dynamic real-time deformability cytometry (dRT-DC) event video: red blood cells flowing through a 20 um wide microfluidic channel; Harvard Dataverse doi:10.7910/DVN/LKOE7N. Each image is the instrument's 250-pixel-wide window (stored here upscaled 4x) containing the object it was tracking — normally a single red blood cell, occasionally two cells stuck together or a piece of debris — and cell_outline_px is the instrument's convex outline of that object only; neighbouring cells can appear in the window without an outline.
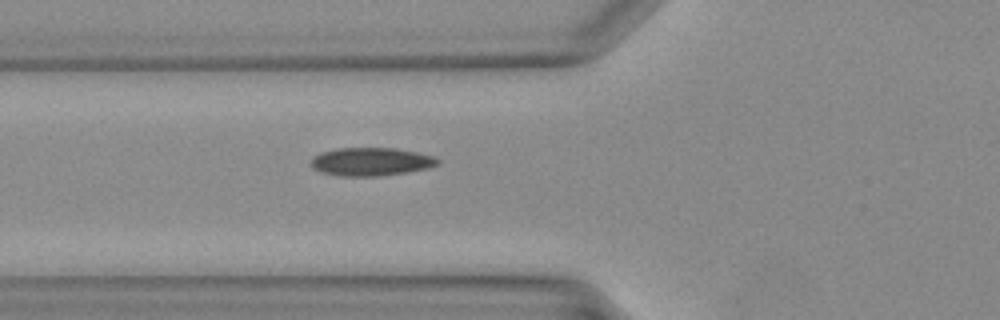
{"species": "Egyptian fruit bat (a non-hibernating species)", "species_latin": "Rousettus aegyptiacus", "temperature_condition": "warm", "stored_images_in_passage": 11, "camera_frame_rate_fps": 3000, "um_per_image_px": 0.085, "animal": {"sex": "female"}, "frame": {"image": 1, "passage_image": 2, "time_ms": 0.333, "image_size_px": [1000, 320], "cell_outline_px": [[440, 164], [428, 168], [408, 172], [376, 176], [340, 176], [320, 172], [312, 168], [312, 156], [320, 152], [336, 148], [396, 148], [416, 152], [432, 156], [440, 160]], "centroid_in_image_um": [31.52, 13.74], "position_along_channel_um": 94.3, "area_um2": 20.92}}